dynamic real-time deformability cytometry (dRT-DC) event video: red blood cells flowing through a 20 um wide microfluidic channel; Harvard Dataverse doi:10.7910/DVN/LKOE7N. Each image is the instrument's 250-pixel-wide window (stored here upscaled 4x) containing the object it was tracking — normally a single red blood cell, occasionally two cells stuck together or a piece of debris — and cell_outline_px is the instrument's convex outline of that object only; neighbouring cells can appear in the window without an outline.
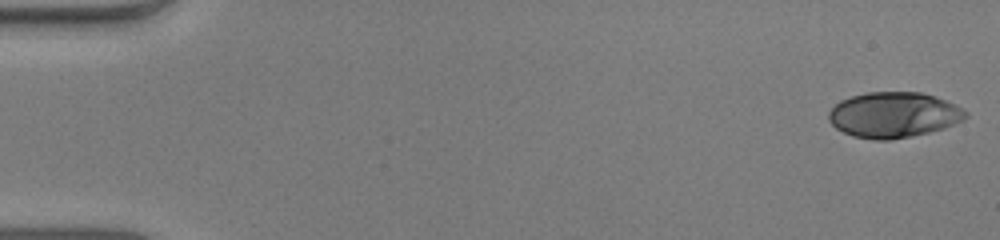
{"species": "human", "species_latin": "Homo sapiens", "temperature_condition": "warm", "stored_images_in_passage": 51, "camera_frame_rate_fps": 3000, "um_per_image_px": 0.085, "donor": {"sex": "male"}, "frame": {"image": 1, "passage_image": 1, "time_ms": 0.0, "image_size_px": [1000, 240], "cell_outline_px": [[968, 116], [964, 120], [944, 128], [912, 136], [888, 140], [872, 140], [852, 136], [836, 128], [828, 120], [828, 112], [840, 100], [852, 96], [868, 92], [920, 92], [936, 96], [956, 104], [968, 112]], "centroid_in_image_um": [75.98, 9.76], "position_along_channel_um": 9.0, "area_um2": 36.53}}
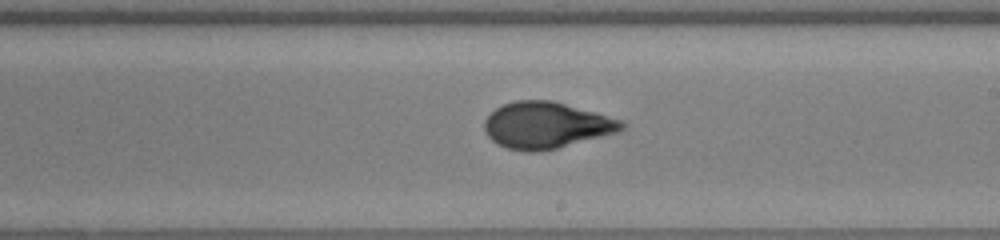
{"frame": {"image": 2, "passage_image": 30, "time_ms": 9.667, "image_size_px": [1000, 240], "cell_outline_px": [[628, 124], [624, 128], [616, 132], [556, 148], [536, 152], [528, 152], [508, 148], [496, 144], [484, 132], [484, 120], [496, 108], [504, 104], [516, 100], [552, 100], [596, 112], [624, 120]], "centroid_in_image_um": [46.43, 10.63], "position_along_channel_um": 242.6, "area_um2": 37.05}}
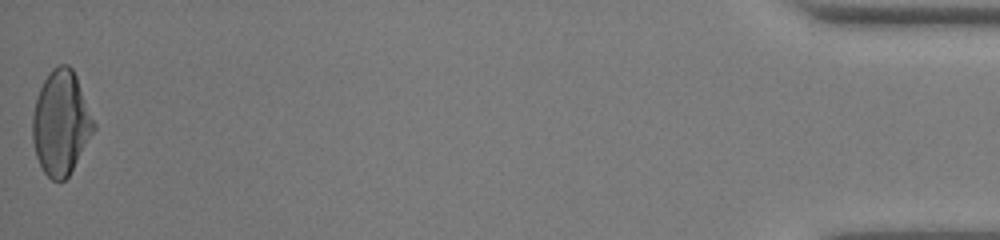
{"frame": {"image": 3, "passage_image": 51, "time_ms": 16.667, "image_size_px": [1000, 240], "cell_outline_px": [[96, 128], [68, 176], [64, 180], [52, 180], [44, 172], [36, 156], [32, 140], [32, 116], [36, 96], [44, 80], [52, 68], [60, 64], [68, 64], [72, 68], [76, 76], [96, 124]], "centroid_in_image_um": [5.17, 10.43], "position_along_channel_um": 430.0, "area_um2": 37.05}, "authors_computed_cell_mechanics": {"area_um2": 36.3562, "velocity_mm_per_s": 4.0462, "shape_relaxation_time_tau1_ms": 9.3634, "shape_relaxation_time_tau2_ms": null, "deformation_change_tau1": 0.3216, "deformation_change_tau2": null}}